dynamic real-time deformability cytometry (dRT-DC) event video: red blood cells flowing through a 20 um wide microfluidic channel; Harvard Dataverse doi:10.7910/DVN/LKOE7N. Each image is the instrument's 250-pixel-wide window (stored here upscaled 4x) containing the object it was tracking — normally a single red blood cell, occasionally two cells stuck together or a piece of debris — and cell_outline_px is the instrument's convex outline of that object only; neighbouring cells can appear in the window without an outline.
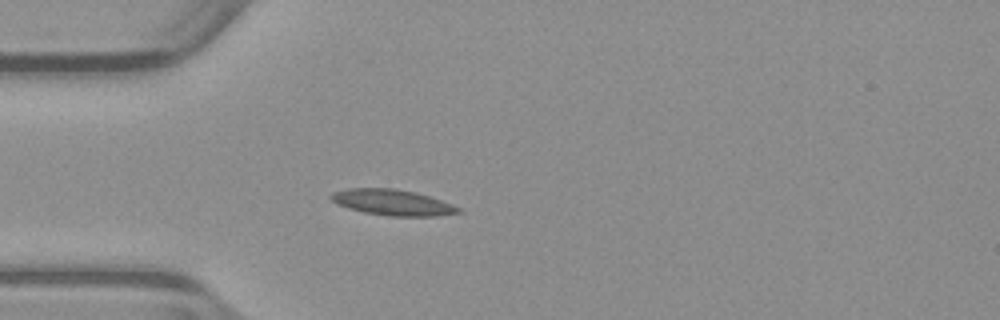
{"species": "common noctule bat (a hibernating species)", "species_latin": "Nyctalus noctula", "temperature_condition": "warm", "stored_images_in_passage": 38, "camera_frame_rate_fps": 3000, "um_per_image_px": 0.085, "animal": {"sex": "male", "body_mass_g": 23.1, "forearm_length_mm": 52.7}, "frame": {"image": 1, "passage_image": 1, "time_ms": 0.0, "image_size_px": [1000, 320], "cell_outline_px": [[464, 212], [436, 216], [388, 216], [364, 212], [348, 208], [336, 204], [328, 196], [332, 192], [348, 188], [396, 188], [416, 192], [452, 204], [460, 208]], "centroid_in_image_um": [33.34, 17.2], "position_along_channel_um": 51.7, "area_um2": 19.31}}
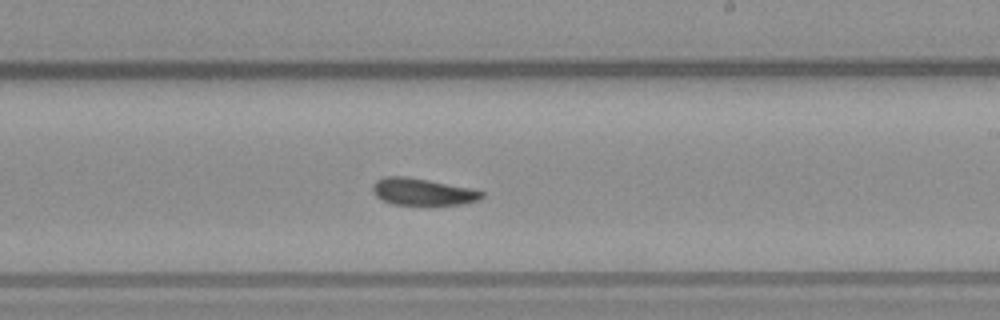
{"frame": {"image": 2, "passage_image": 17, "time_ms": 5.333, "image_size_px": [1000, 320], "cell_outline_px": [[484, 196], [476, 200], [460, 204], [392, 204], [376, 196], [372, 192], [372, 184], [376, 180], [384, 176], [404, 176], [428, 180], [472, 188], [484, 192]], "centroid_in_image_um": [35.88, 16.28], "position_along_channel_um": 253.1, "area_um2": 16.94}}
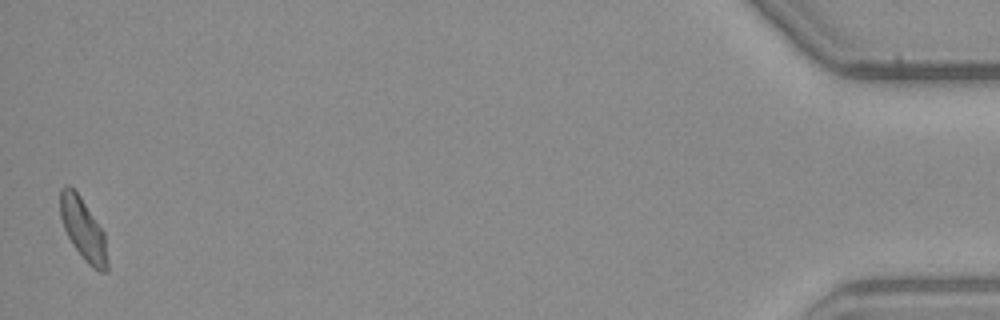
{"frame": {"image": 3, "passage_image": 38, "time_ms": 12.333, "image_size_px": [1000, 320], "cell_outline_px": [[108, 268], [104, 272], [100, 272], [92, 268], [84, 260], [72, 244], [64, 228], [60, 216], [60, 188], [64, 184], [68, 184], [80, 196], [104, 232], [108, 260]], "centroid_in_image_um": [7.07, 19.49], "position_along_channel_um": 428.1, "area_um2": 17.05}, "authors_computed_cell_mechanics": {"area_um2": 17.5134, "velocity_mm_per_s": 3.9338, "shape_relaxation_time_tau1_ms": null, "shape_relaxation_time_tau2_ms": 4.4467, "deformation_change_tau1": null, "deformation_change_tau2": 0.0905}}